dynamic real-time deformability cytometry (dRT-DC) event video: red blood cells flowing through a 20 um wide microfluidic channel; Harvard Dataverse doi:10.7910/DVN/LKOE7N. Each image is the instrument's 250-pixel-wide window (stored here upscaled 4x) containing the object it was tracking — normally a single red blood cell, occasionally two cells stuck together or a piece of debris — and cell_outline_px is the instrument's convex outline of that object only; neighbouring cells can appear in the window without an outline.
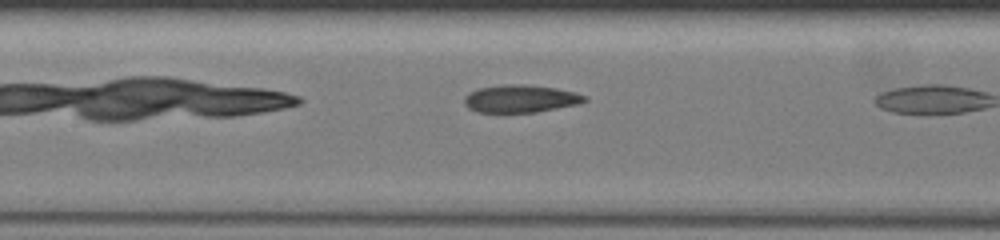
{"species": "common noctule bat (a hibernating species)", "species_latin": "Nyctalus noctula", "temperature_condition": "warm", "stored_images_in_passage": 5, "camera_frame_rate_fps": 3000, "um_per_image_px": 0.085, "animal": {"sex": "female", "body_mass_g": 19.5, "forearm_length_mm": 54.1}, "frame": {"image": 1, "passage_image": 4, "time_ms": 1.0, "image_size_px": [1000, 240], "cell_outline_px": [[588, 100], [576, 104], [536, 112], [504, 116], [476, 112], [468, 108], [464, 104], [464, 96], [468, 92], [480, 88], [504, 84], [528, 84], [556, 88], [576, 92], [588, 96]], "centroid_in_image_um": [44.18, 8.43], "position_along_channel_um": 163.2, "area_um2": 20.35}}